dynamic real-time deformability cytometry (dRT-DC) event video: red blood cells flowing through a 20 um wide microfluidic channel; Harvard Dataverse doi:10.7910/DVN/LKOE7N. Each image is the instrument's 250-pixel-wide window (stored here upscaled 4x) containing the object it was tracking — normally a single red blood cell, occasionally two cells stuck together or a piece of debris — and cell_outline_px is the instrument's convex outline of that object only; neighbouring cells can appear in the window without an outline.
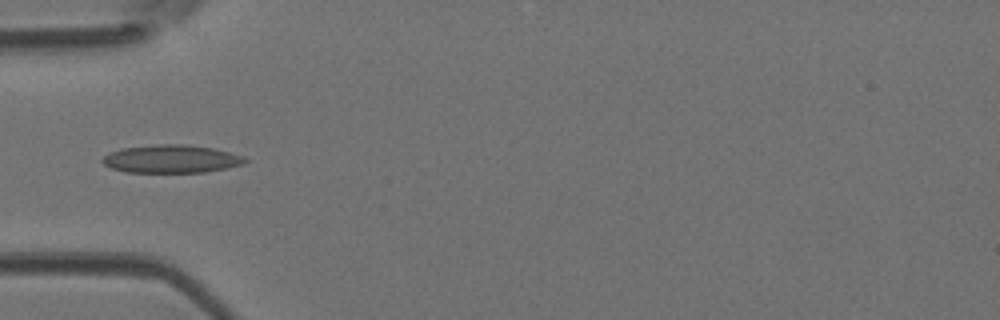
{"species": "Egyptian fruit bat (a non-hibernating species)", "species_latin": "Rousettus aegyptiacus", "temperature_condition": "room temperature", "stored_images_in_passage": 6, "camera_frame_rate_fps": 3000, "um_per_image_px": 0.085, "animal": {"sex": "female"}, "frame": {"image": 1, "passage_image": 5, "time_ms": 1.333, "image_size_px": [1000, 320], "cell_outline_px": [[252, 160], [244, 164], [228, 168], [204, 172], [128, 172], [112, 168], [104, 164], [100, 160], [108, 152], [120, 148], [156, 144], [184, 144], [212, 148], [244, 156]], "centroid_in_image_um": [14.58, 13.5], "position_along_channel_um": 70.4, "area_um2": 23.47}}
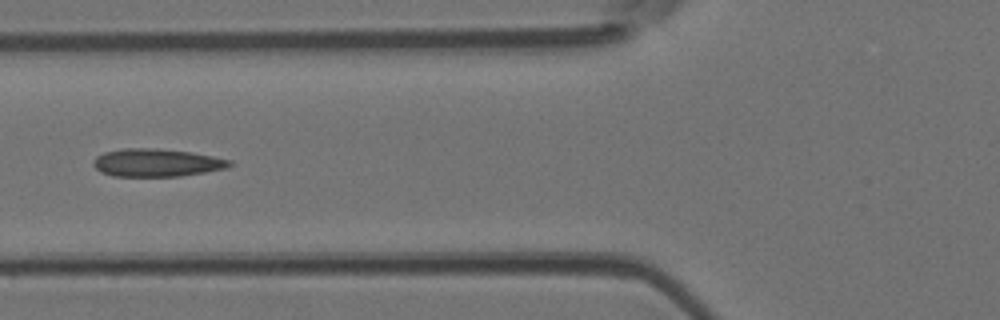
{"frame": {"image": 2, "passage_image": 6, "time_ms": 1.667, "image_size_px": [1000, 320], "cell_outline_px": [[232, 164], [228, 168], [180, 176], [112, 176], [100, 172], [92, 164], [92, 160], [96, 156], [104, 152], [124, 148], [156, 148], [192, 152], [232, 160]], "centroid_in_image_um": [13.29, 13.82], "position_along_channel_um": 112.5, "area_um2": 22.25}}